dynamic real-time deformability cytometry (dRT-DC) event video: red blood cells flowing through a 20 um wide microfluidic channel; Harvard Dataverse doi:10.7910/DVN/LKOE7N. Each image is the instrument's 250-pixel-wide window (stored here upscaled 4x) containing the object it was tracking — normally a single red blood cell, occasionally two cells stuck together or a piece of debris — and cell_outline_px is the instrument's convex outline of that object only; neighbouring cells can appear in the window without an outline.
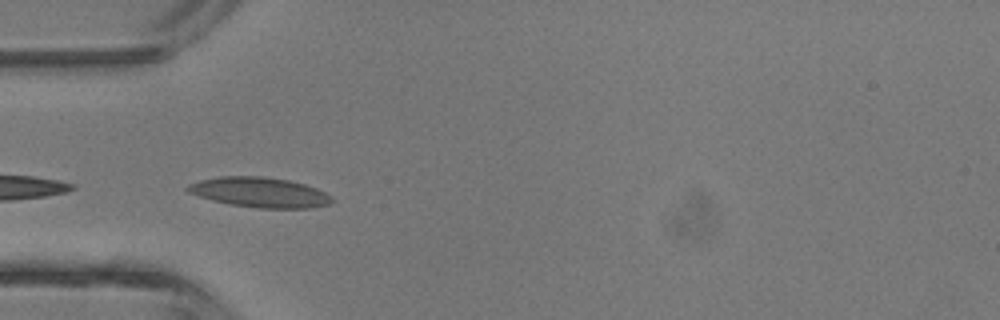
{"species": "common noctule bat (a hibernating species)", "species_latin": "Nyctalus noctula", "temperature_condition": "room temperature", "stored_images_in_passage": 5, "camera_frame_rate_fps": 3000, "um_per_image_px": 0.085, "animal": {"sex": "male", "body_mass_g": 13.3}, "frame": {"image": 1, "passage_image": 4, "time_ms": 3.667, "image_size_px": [1000, 320], "cell_outline_px": [[332, 200], [328, 204], [308, 208], [260, 208], [228, 204], [212, 200], [188, 192], [184, 188], [188, 184], [200, 180], [220, 176], [264, 176], [288, 180], [304, 184], [316, 188], [332, 196]], "centroid_in_image_um": [22.04, 16.34], "position_along_channel_um": 63.0, "area_um2": 25.14}}
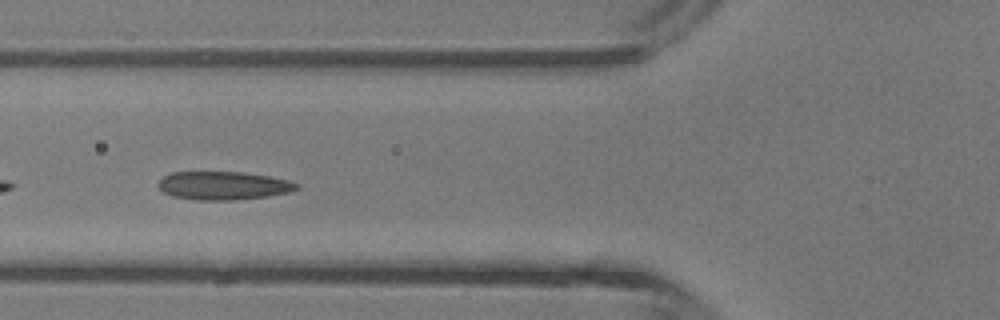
{"frame": {"image": 2, "passage_image": 5, "time_ms": 4.667, "image_size_px": [1000, 320], "cell_outline_px": [[300, 188], [288, 192], [268, 196], [236, 200], [192, 200], [172, 196], [164, 192], [156, 184], [164, 176], [172, 172], [244, 172], [268, 176], [288, 180], [300, 184]], "centroid_in_image_um": [18.98, 15.78], "position_along_channel_um": 106.8, "area_um2": 22.95}}